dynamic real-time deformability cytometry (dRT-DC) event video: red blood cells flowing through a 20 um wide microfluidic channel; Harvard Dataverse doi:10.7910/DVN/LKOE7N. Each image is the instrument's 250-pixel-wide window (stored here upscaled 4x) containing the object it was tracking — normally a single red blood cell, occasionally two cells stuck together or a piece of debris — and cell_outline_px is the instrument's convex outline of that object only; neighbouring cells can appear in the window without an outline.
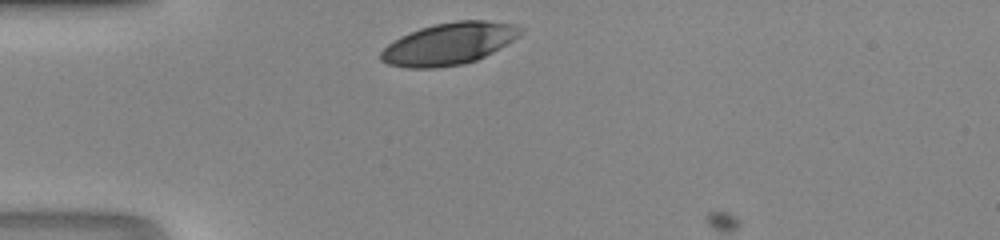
{"species": "human", "species_latin": "Homo sapiens", "temperature_condition": "room temperature", "stored_images_in_passage": 3, "camera_frame_rate_fps": 3000, "um_per_image_px": 0.085, "donor": {"sex": "male"}, "frame": {"image": 1, "passage_image": 1, "time_ms": 0.0, "image_size_px": [1000, 240], "cell_outline_px": [[524, 28], [512, 40], [492, 52], [476, 60], [464, 64], [436, 68], [408, 68], [388, 64], [380, 60], [380, 52], [388, 44], [400, 36], [420, 28], [436, 24], [456, 20], [484, 20], [512, 24]], "centroid_in_image_um": [38.11, 3.72], "position_along_channel_um": 46.9, "area_um2": 33.87}}